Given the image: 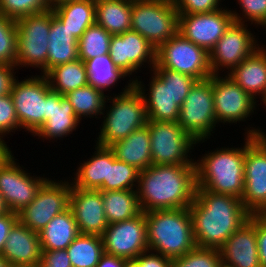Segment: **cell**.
Wrapping results in <instances>:
<instances>
[{"instance_id": "obj_57", "label": "cell", "mask_w": 266, "mask_h": 267, "mask_svg": "<svg viewBox=\"0 0 266 267\" xmlns=\"http://www.w3.org/2000/svg\"><path fill=\"white\" fill-rule=\"evenodd\" d=\"M259 215L266 217V207L259 213Z\"/></svg>"}, {"instance_id": "obj_25", "label": "cell", "mask_w": 266, "mask_h": 267, "mask_svg": "<svg viewBox=\"0 0 266 267\" xmlns=\"http://www.w3.org/2000/svg\"><path fill=\"white\" fill-rule=\"evenodd\" d=\"M258 42L259 48L227 75L261 104L266 98V45Z\"/></svg>"}, {"instance_id": "obj_39", "label": "cell", "mask_w": 266, "mask_h": 267, "mask_svg": "<svg viewBox=\"0 0 266 267\" xmlns=\"http://www.w3.org/2000/svg\"><path fill=\"white\" fill-rule=\"evenodd\" d=\"M16 55V20L0 13V64L15 66Z\"/></svg>"}, {"instance_id": "obj_11", "label": "cell", "mask_w": 266, "mask_h": 267, "mask_svg": "<svg viewBox=\"0 0 266 267\" xmlns=\"http://www.w3.org/2000/svg\"><path fill=\"white\" fill-rule=\"evenodd\" d=\"M50 84L47 77L39 74L24 79L16 76L11 84L12 96L20 130L32 136L47 120V91Z\"/></svg>"}, {"instance_id": "obj_51", "label": "cell", "mask_w": 266, "mask_h": 267, "mask_svg": "<svg viewBox=\"0 0 266 267\" xmlns=\"http://www.w3.org/2000/svg\"><path fill=\"white\" fill-rule=\"evenodd\" d=\"M6 144V141L0 137V169L14 156V152Z\"/></svg>"}, {"instance_id": "obj_55", "label": "cell", "mask_w": 266, "mask_h": 267, "mask_svg": "<svg viewBox=\"0 0 266 267\" xmlns=\"http://www.w3.org/2000/svg\"><path fill=\"white\" fill-rule=\"evenodd\" d=\"M48 1L50 2L51 6H54L60 2L66 1V0H48Z\"/></svg>"}, {"instance_id": "obj_58", "label": "cell", "mask_w": 266, "mask_h": 267, "mask_svg": "<svg viewBox=\"0 0 266 267\" xmlns=\"http://www.w3.org/2000/svg\"><path fill=\"white\" fill-rule=\"evenodd\" d=\"M9 267H40L39 265H32V266H9Z\"/></svg>"}, {"instance_id": "obj_27", "label": "cell", "mask_w": 266, "mask_h": 267, "mask_svg": "<svg viewBox=\"0 0 266 267\" xmlns=\"http://www.w3.org/2000/svg\"><path fill=\"white\" fill-rule=\"evenodd\" d=\"M51 10L77 39L96 23V0H66L52 6Z\"/></svg>"}, {"instance_id": "obj_43", "label": "cell", "mask_w": 266, "mask_h": 267, "mask_svg": "<svg viewBox=\"0 0 266 267\" xmlns=\"http://www.w3.org/2000/svg\"><path fill=\"white\" fill-rule=\"evenodd\" d=\"M17 131H21L20 124L12 96L8 93L0 97V137L5 140L7 136L8 140V135L13 136Z\"/></svg>"}, {"instance_id": "obj_34", "label": "cell", "mask_w": 266, "mask_h": 267, "mask_svg": "<svg viewBox=\"0 0 266 267\" xmlns=\"http://www.w3.org/2000/svg\"><path fill=\"white\" fill-rule=\"evenodd\" d=\"M89 77V85L97 90L105 92L109 96L115 86H118L121 80H127V76L122 73L112 62L109 54H104L85 61ZM114 86V88H113ZM109 91V92H107Z\"/></svg>"}, {"instance_id": "obj_47", "label": "cell", "mask_w": 266, "mask_h": 267, "mask_svg": "<svg viewBox=\"0 0 266 267\" xmlns=\"http://www.w3.org/2000/svg\"><path fill=\"white\" fill-rule=\"evenodd\" d=\"M142 267H171V259L160 253L147 250L142 252L137 258Z\"/></svg>"}, {"instance_id": "obj_36", "label": "cell", "mask_w": 266, "mask_h": 267, "mask_svg": "<svg viewBox=\"0 0 266 267\" xmlns=\"http://www.w3.org/2000/svg\"><path fill=\"white\" fill-rule=\"evenodd\" d=\"M72 267H96L104 255L99 235L79 234L66 248Z\"/></svg>"}, {"instance_id": "obj_23", "label": "cell", "mask_w": 266, "mask_h": 267, "mask_svg": "<svg viewBox=\"0 0 266 267\" xmlns=\"http://www.w3.org/2000/svg\"><path fill=\"white\" fill-rule=\"evenodd\" d=\"M80 123L70 101L50 88L47 91V120L33 137L54 143L76 132Z\"/></svg>"}, {"instance_id": "obj_31", "label": "cell", "mask_w": 266, "mask_h": 267, "mask_svg": "<svg viewBox=\"0 0 266 267\" xmlns=\"http://www.w3.org/2000/svg\"><path fill=\"white\" fill-rule=\"evenodd\" d=\"M132 0H96V23L112 35L131 30Z\"/></svg>"}, {"instance_id": "obj_37", "label": "cell", "mask_w": 266, "mask_h": 267, "mask_svg": "<svg viewBox=\"0 0 266 267\" xmlns=\"http://www.w3.org/2000/svg\"><path fill=\"white\" fill-rule=\"evenodd\" d=\"M140 171L126 162L117 160L108 147L107 179L97 189L100 191H121L137 189Z\"/></svg>"}, {"instance_id": "obj_26", "label": "cell", "mask_w": 266, "mask_h": 267, "mask_svg": "<svg viewBox=\"0 0 266 267\" xmlns=\"http://www.w3.org/2000/svg\"><path fill=\"white\" fill-rule=\"evenodd\" d=\"M150 132L147 125L134 130L126 138L114 142L109 148L117 160L126 162L139 171L152 165Z\"/></svg>"}, {"instance_id": "obj_20", "label": "cell", "mask_w": 266, "mask_h": 267, "mask_svg": "<svg viewBox=\"0 0 266 267\" xmlns=\"http://www.w3.org/2000/svg\"><path fill=\"white\" fill-rule=\"evenodd\" d=\"M226 6L209 13L179 14L180 33L209 53L234 21Z\"/></svg>"}, {"instance_id": "obj_24", "label": "cell", "mask_w": 266, "mask_h": 267, "mask_svg": "<svg viewBox=\"0 0 266 267\" xmlns=\"http://www.w3.org/2000/svg\"><path fill=\"white\" fill-rule=\"evenodd\" d=\"M39 233L17 221L10 229L2 256L9 266L39 265L41 260Z\"/></svg>"}, {"instance_id": "obj_44", "label": "cell", "mask_w": 266, "mask_h": 267, "mask_svg": "<svg viewBox=\"0 0 266 267\" xmlns=\"http://www.w3.org/2000/svg\"><path fill=\"white\" fill-rule=\"evenodd\" d=\"M179 14L209 13L223 8L222 0H172ZM222 2V3H221ZM222 5V6H221Z\"/></svg>"}, {"instance_id": "obj_41", "label": "cell", "mask_w": 266, "mask_h": 267, "mask_svg": "<svg viewBox=\"0 0 266 267\" xmlns=\"http://www.w3.org/2000/svg\"><path fill=\"white\" fill-rule=\"evenodd\" d=\"M235 1V0H234ZM236 4L239 5L238 8L231 9L234 22L250 24L249 26H255L259 29L260 25L266 20V0H236ZM239 11V13H238Z\"/></svg>"}, {"instance_id": "obj_54", "label": "cell", "mask_w": 266, "mask_h": 267, "mask_svg": "<svg viewBox=\"0 0 266 267\" xmlns=\"http://www.w3.org/2000/svg\"><path fill=\"white\" fill-rule=\"evenodd\" d=\"M0 267H9L8 262L5 260V258L0 254Z\"/></svg>"}, {"instance_id": "obj_50", "label": "cell", "mask_w": 266, "mask_h": 267, "mask_svg": "<svg viewBox=\"0 0 266 267\" xmlns=\"http://www.w3.org/2000/svg\"><path fill=\"white\" fill-rule=\"evenodd\" d=\"M124 263L125 259L104 253L96 267H124Z\"/></svg>"}, {"instance_id": "obj_17", "label": "cell", "mask_w": 266, "mask_h": 267, "mask_svg": "<svg viewBox=\"0 0 266 267\" xmlns=\"http://www.w3.org/2000/svg\"><path fill=\"white\" fill-rule=\"evenodd\" d=\"M212 89L215 117L219 126L221 123L222 125L240 124L251 120L252 115L258 114L256 110L260 104L228 75H212Z\"/></svg>"}, {"instance_id": "obj_2", "label": "cell", "mask_w": 266, "mask_h": 267, "mask_svg": "<svg viewBox=\"0 0 266 267\" xmlns=\"http://www.w3.org/2000/svg\"><path fill=\"white\" fill-rule=\"evenodd\" d=\"M195 165H151L139 173L137 195L144 213L189 208L196 193Z\"/></svg>"}, {"instance_id": "obj_32", "label": "cell", "mask_w": 266, "mask_h": 267, "mask_svg": "<svg viewBox=\"0 0 266 267\" xmlns=\"http://www.w3.org/2000/svg\"><path fill=\"white\" fill-rule=\"evenodd\" d=\"M101 195L108 224L128 220L142 212L136 189L101 191Z\"/></svg>"}, {"instance_id": "obj_14", "label": "cell", "mask_w": 266, "mask_h": 267, "mask_svg": "<svg viewBox=\"0 0 266 267\" xmlns=\"http://www.w3.org/2000/svg\"><path fill=\"white\" fill-rule=\"evenodd\" d=\"M54 179V180H53ZM49 178L35 199L18 214V221L39 233L56 215L69 208L71 181L69 178ZM69 179V180H68Z\"/></svg>"}, {"instance_id": "obj_8", "label": "cell", "mask_w": 266, "mask_h": 267, "mask_svg": "<svg viewBox=\"0 0 266 267\" xmlns=\"http://www.w3.org/2000/svg\"><path fill=\"white\" fill-rule=\"evenodd\" d=\"M17 55L15 67L35 68L47 74V53L51 28V9L16 20Z\"/></svg>"}, {"instance_id": "obj_12", "label": "cell", "mask_w": 266, "mask_h": 267, "mask_svg": "<svg viewBox=\"0 0 266 267\" xmlns=\"http://www.w3.org/2000/svg\"><path fill=\"white\" fill-rule=\"evenodd\" d=\"M153 165H195L196 142L177 122L148 120ZM192 156V157H191Z\"/></svg>"}, {"instance_id": "obj_15", "label": "cell", "mask_w": 266, "mask_h": 267, "mask_svg": "<svg viewBox=\"0 0 266 267\" xmlns=\"http://www.w3.org/2000/svg\"><path fill=\"white\" fill-rule=\"evenodd\" d=\"M248 27V24L233 21L226 29L209 53L213 75H227L259 48V36L251 31L252 25Z\"/></svg>"}, {"instance_id": "obj_28", "label": "cell", "mask_w": 266, "mask_h": 267, "mask_svg": "<svg viewBox=\"0 0 266 267\" xmlns=\"http://www.w3.org/2000/svg\"><path fill=\"white\" fill-rule=\"evenodd\" d=\"M47 53V73L61 64L78 60V39L51 10V28Z\"/></svg>"}, {"instance_id": "obj_42", "label": "cell", "mask_w": 266, "mask_h": 267, "mask_svg": "<svg viewBox=\"0 0 266 267\" xmlns=\"http://www.w3.org/2000/svg\"><path fill=\"white\" fill-rule=\"evenodd\" d=\"M51 7L48 0H0V13L14 20L41 13Z\"/></svg>"}, {"instance_id": "obj_19", "label": "cell", "mask_w": 266, "mask_h": 267, "mask_svg": "<svg viewBox=\"0 0 266 267\" xmlns=\"http://www.w3.org/2000/svg\"><path fill=\"white\" fill-rule=\"evenodd\" d=\"M104 253L123 259L137 258L149 250L145 213L125 221L108 224L101 235Z\"/></svg>"}, {"instance_id": "obj_9", "label": "cell", "mask_w": 266, "mask_h": 267, "mask_svg": "<svg viewBox=\"0 0 266 267\" xmlns=\"http://www.w3.org/2000/svg\"><path fill=\"white\" fill-rule=\"evenodd\" d=\"M179 13L172 0H132L131 30L157 49L178 33Z\"/></svg>"}, {"instance_id": "obj_10", "label": "cell", "mask_w": 266, "mask_h": 267, "mask_svg": "<svg viewBox=\"0 0 266 267\" xmlns=\"http://www.w3.org/2000/svg\"><path fill=\"white\" fill-rule=\"evenodd\" d=\"M177 123L198 144L205 143L218 128L214 110L212 76L197 81L180 106ZM217 125V126H216Z\"/></svg>"}, {"instance_id": "obj_6", "label": "cell", "mask_w": 266, "mask_h": 267, "mask_svg": "<svg viewBox=\"0 0 266 267\" xmlns=\"http://www.w3.org/2000/svg\"><path fill=\"white\" fill-rule=\"evenodd\" d=\"M145 219L149 250L172 260L196 247L189 208L152 210Z\"/></svg>"}, {"instance_id": "obj_35", "label": "cell", "mask_w": 266, "mask_h": 267, "mask_svg": "<svg viewBox=\"0 0 266 267\" xmlns=\"http://www.w3.org/2000/svg\"><path fill=\"white\" fill-rule=\"evenodd\" d=\"M71 103L77 118L82 122L87 118L101 119L107 95L92 85L72 90L64 95ZM86 118V119H85Z\"/></svg>"}, {"instance_id": "obj_3", "label": "cell", "mask_w": 266, "mask_h": 267, "mask_svg": "<svg viewBox=\"0 0 266 267\" xmlns=\"http://www.w3.org/2000/svg\"><path fill=\"white\" fill-rule=\"evenodd\" d=\"M148 73L149 84H144L142 76L133 82L143 96L148 120L177 122L180 106L198 80L165 68H153Z\"/></svg>"}, {"instance_id": "obj_40", "label": "cell", "mask_w": 266, "mask_h": 267, "mask_svg": "<svg viewBox=\"0 0 266 267\" xmlns=\"http://www.w3.org/2000/svg\"><path fill=\"white\" fill-rule=\"evenodd\" d=\"M172 267H222L219 249L195 247L171 260Z\"/></svg>"}, {"instance_id": "obj_45", "label": "cell", "mask_w": 266, "mask_h": 267, "mask_svg": "<svg viewBox=\"0 0 266 267\" xmlns=\"http://www.w3.org/2000/svg\"><path fill=\"white\" fill-rule=\"evenodd\" d=\"M40 267H72L66 249L42 250Z\"/></svg>"}, {"instance_id": "obj_4", "label": "cell", "mask_w": 266, "mask_h": 267, "mask_svg": "<svg viewBox=\"0 0 266 267\" xmlns=\"http://www.w3.org/2000/svg\"><path fill=\"white\" fill-rule=\"evenodd\" d=\"M244 144V145H243ZM238 147H217L205 150L197 159V188L241 199L244 193L245 142ZM197 160V161H196Z\"/></svg>"}, {"instance_id": "obj_29", "label": "cell", "mask_w": 266, "mask_h": 267, "mask_svg": "<svg viewBox=\"0 0 266 267\" xmlns=\"http://www.w3.org/2000/svg\"><path fill=\"white\" fill-rule=\"evenodd\" d=\"M79 234L77 222L68 208L53 217L39 232L41 250L66 249Z\"/></svg>"}, {"instance_id": "obj_33", "label": "cell", "mask_w": 266, "mask_h": 267, "mask_svg": "<svg viewBox=\"0 0 266 267\" xmlns=\"http://www.w3.org/2000/svg\"><path fill=\"white\" fill-rule=\"evenodd\" d=\"M45 76L51 90L60 95L89 84L86 64L80 59L53 67Z\"/></svg>"}, {"instance_id": "obj_1", "label": "cell", "mask_w": 266, "mask_h": 267, "mask_svg": "<svg viewBox=\"0 0 266 267\" xmlns=\"http://www.w3.org/2000/svg\"><path fill=\"white\" fill-rule=\"evenodd\" d=\"M196 247L219 249L251 216L241 199L196 188L189 206Z\"/></svg>"}, {"instance_id": "obj_18", "label": "cell", "mask_w": 266, "mask_h": 267, "mask_svg": "<svg viewBox=\"0 0 266 267\" xmlns=\"http://www.w3.org/2000/svg\"><path fill=\"white\" fill-rule=\"evenodd\" d=\"M44 175L37 176L20 166L15 156L0 169V193L11 212L18 213L35 199L39 189L49 179Z\"/></svg>"}, {"instance_id": "obj_53", "label": "cell", "mask_w": 266, "mask_h": 267, "mask_svg": "<svg viewBox=\"0 0 266 267\" xmlns=\"http://www.w3.org/2000/svg\"><path fill=\"white\" fill-rule=\"evenodd\" d=\"M10 210L8 209V206L6 205L4 198L2 194L0 193V215L8 213Z\"/></svg>"}, {"instance_id": "obj_49", "label": "cell", "mask_w": 266, "mask_h": 267, "mask_svg": "<svg viewBox=\"0 0 266 267\" xmlns=\"http://www.w3.org/2000/svg\"><path fill=\"white\" fill-rule=\"evenodd\" d=\"M15 70V66L0 64V97L10 93L11 84L16 77Z\"/></svg>"}, {"instance_id": "obj_21", "label": "cell", "mask_w": 266, "mask_h": 267, "mask_svg": "<svg viewBox=\"0 0 266 267\" xmlns=\"http://www.w3.org/2000/svg\"><path fill=\"white\" fill-rule=\"evenodd\" d=\"M69 208L80 234L101 236L108 226L100 190L71 187Z\"/></svg>"}, {"instance_id": "obj_59", "label": "cell", "mask_w": 266, "mask_h": 267, "mask_svg": "<svg viewBox=\"0 0 266 267\" xmlns=\"http://www.w3.org/2000/svg\"><path fill=\"white\" fill-rule=\"evenodd\" d=\"M262 104H263V108L265 109L266 108V98L264 99V101L260 105H262ZM264 105H265V107H264Z\"/></svg>"}, {"instance_id": "obj_38", "label": "cell", "mask_w": 266, "mask_h": 267, "mask_svg": "<svg viewBox=\"0 0 266 267\" xmlns=\"http://www.w3.org/2000/svg\"><path fill=\"white\" fill-rule=\"evenodd\" d=\"M112 34L94 23L78 39V57L83 62L104 54H109Z\"/></svg>"}, {"instance_id": "obj_48", "label": "cell", "mask_w": 266, "mask_h": 267, "mask_svg": "<svg viewBox=\"0 0 266 267\" xmlns=\"http://www.w3.org/2000/svg\"><path fill=\"white\" fill-rule=\"evenodd\" d=\"M18 221V214L9 211L0 215V254H2L10 229Z\"/></svg>"}, {"instance_id": "obj_7", "label": "cell", "mask_w": 266, "mask_h": 267, "mask_svg": "<svg viewBox=\"0 0 266 267\" xmlns=\"http://www.w3.org/2000/svg\"><path fill=\"white\" fill-rule=\"evenodd\" d=\"M245 126L244 207L259 214L266 207V133L261 126ZM260 127V128H259Z\"/></svg>"}, {"instance_id": "obj_52", "label": "cell", "mask_w": 266, "mask_h": 267, "mask_svg": "<svg viewBox=\"0 0 266 267\" xmlns=\"http://www.w3.org/2000/svg\"><path fill=\"white\" fill-rule=\"evenodd\" d=\"M124 267H142L141 263L136 259H125Z\"/></svg>"}, {"instance_id": "obj_13", "label": "cell", "mask_w": 266, "mask_h": 267, "mask_svg": "<svg viewBox=\"0 0 266 267\" xmlns=\"http://www.w3.org/2000/svg\"><path fill=\"white\" fill-rule=\"evenodd\" d=\"M153 68L178 71L198 81L209 79L213 75L209 52L185 39L180 33L156 49V62Z\"/></svg>"}, {"instance_id": "obj_22", "label": "cell", "mask_w": 266, "mask_h": 267, "mask_svg": "<svg viewBox=\"0 0 266 267\" xmlns=\"http://www.w3.org/2000/svg\"><path fill=\"white\" fill-rule=\"evenodd\" d=\"M222 267H261L257 248L256 214H251L219 248Z\"/></svg>"}, {"instance_id": "obj_56", "label": "cell", "mask_w": 266, "mask_h": 267, "mask_svg": "<svg viewBox=\"0 0 266 267\" xmlns=\"http://www.w3.org/2000/svg\"><path fill=\"white\" fill-rule=\"evenodd\" d=\"M263 29V31H265V34H266V20L260 25V29Z\"/></svg>"}, {"instance_id": "obj_5", "label": "cell", "mask_w": 266, "mask_h": 267, "mask_svg": "<svg viewBox=\"0 0 266 267\" xmlns=\"http://www.w3.org/2000/svg\"><path fill=\"white\" fill-rule=\"evenodd\" d=\"M126 84L120 93L107 96L99 127L100 132L94 140L99 146L109 147L148 122L142 94L130 80Z\"/></svg>"}, {"instance_id": "obj_16", "label": "cell", "mask_w": 266, "mask_h": 267, "mask_svg": "<svg viewBox=\"0 0 266 267\" xmlns=\"http://www.w3.org/2000/svg\"><path fill=\"white\" fill-rule=\"evenodd\" d=\"M109 56L114 65L133 83L139 78L135 74L141 73V69L147 67L149 71L153 69L156 62V49L142 35L129 30L112 35Z\"/></svg>"}, {"instance_id": "obj_46", "label": "cell", "mask_w": 266, "mask_h": 267, "mask_svg": "<svg viewBox=\"0 0 266 267\" xmlns=\"http://www.w3.org/2000/svg\"><path fill=\"white\" fill-rule=\"evenodd\" d=\"M256 237L261 267H266V217L256 214Z\"/></svg>"}, {"instance_id": "obj_30", "label": "cell", "mask_w": 266, "mask_h": 267, "mask_svg": "<svg viewBox=\"0 0 266 267\" xmlns=\"http://www.w3.org/2000/svg\"><path fill=\"white\" fill-rule=\"evenodd\" d=\"M95 151L85 161H80L76 172L71 176V187L97 190L107 179L108 172V147L94 145Z\"/></svg>"}]
</instances>
